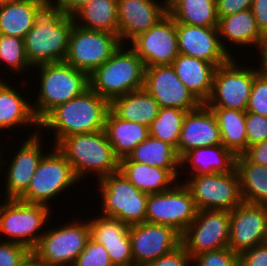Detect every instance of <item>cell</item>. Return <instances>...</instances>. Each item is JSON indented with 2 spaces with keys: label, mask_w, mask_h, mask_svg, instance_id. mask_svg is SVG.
Wrapping results in <instances>:
<instances>
[{
  "label": "cell",
  "mask_w": 267,
  "mask_h": 266,
  "mask_svg": "<svg viewBox=\"0 0 267 266\" xmlns=\"http://www.w3.org/2000/svg\"><path fill=\"white\" fill-rule=\"evenodd\" d=\"M73 24V15L64 14L53 0H43L36 8L34 26L24 38L30 65L64 61Z\"/></svg>",
  "instance_id": "obj_1"
},
{
  "label": "cell",
  "mask_w": 267,
  "mask_h": 266,
  "mask_svg": "<svg viewBox=\"0 0 267 266\" xmlns=\"http://www.w3.org/2000/svg\"><path fill=\"white\" fill-rule=\"evenodd\" d=\"M109 110L110 102L89 88L54 108L40 122V128L55 130L56 147L68 136L103 130Z\"/></svg>",
  "instance_id": "obj_2"
},
{
  "label": "cell",
  "mask_w": 267,
  "mask_h": 266,
  "mask_svg": "<svg viewBox=\"0 0 267 266\" xmlns=\"http://www.w3.org/2000/svg\"><path fill=\"white\" fill-rule=\"evenodd\" d=\"M56 148L65 156L78 179L87 172L103 176L119 170L120 159L103 130L74 134L64 138Z\"/></svg>",
  "instance_id": "obj_3"
},
{
  "label": "cell",
  "mask_w": 267,
  "mask_h": 266,
  "mask_svg": "<svg viewBox=\"0 0 267 266\" xmlns=\"http://www.w3.org/2000/svg\"><path fill=\"white\" fill-rule=\"evenodd\" d=\"M123 44L102 66L89 75L90 88L109 102L144 86L145 64Z\"/></svg>",
  "instance_id": "obj_4"
},
{
  "label": "cell",
  "mask_w": 267,
  "mask_h": 266,
  "mask_svg": "<svg viewBox=\"0 0 267 266\" xmlns=\"http://www.w3.org/2000/svg\"><path fill=\"white\" fill-rule=\"evenodd\" d=\"M40 94L32 104L35 117L41 122L54 108L80 96L90 88L89 75L65 61L41 64Z\"/></svg>",
  "instance_id": "obj_5"
},
{
  "label": "cell",
  "mask_w": 267,
  "mask_h": 266,
  "mask_svg": "<svg viewBox=\"0 0 267 266\" xmlns=\"http://www.w3.org/2000/svg\"><path fill=\"white\" fill-rule=\"evenodd\" d=\"M97 181L101 189L102 215L129 226L146 221L149 194L137 189L119 170Z\"/></svg>",
  "instance_id": "obj_6"
},
{
  "label": "cell",
  "mask_w": 267,
  "mask_h": 266,
  "mask_svg": "<svg viewBox=\"0 0 267 266\" xmlns=\"http://www.w3.org/2000/svg\"><path fill=\"white\" fill-rule=\"evenodd\" d=\"M4 201L0 204V233L12 237L8 242L24 245L33 251L44 234L38 231L48 221L50 207L19 199L5 198Z\"/></svg>",
  "instance_id": "obj_7"
},
{
  "label": "cell",
  "mask_w": 267,
  "mask_h": 266,
  "mask_svg": "<svg viewBox=\"0 0 267 266\" xmlns=\"http://www.w3.org/2000/svg\"><path fill=\"white\" fill-rule=\"evenodd\" d=\"M53 229L44 232L32 254L42 266H73L90 239L88 221Z\"/></svg>",
  "instance_id": "obj_8"
},
{
  "label": "cell",
  "mask_w": 267,
  "mask_h": 266,
  "mask_svg": "<svg viewBox=\"0 0 267 266\" xmlns=\"http://www.w3.org/2000/svg\"><path fill=\"white\" fill-rule=\"evenodd\" d=\"M120 45L117 34L84 29L74 22L64 61L90 75L110 59Z\"/></svg>",
  "instance_id": "obj_9"
},
{
  "label": "cell",
  "mask_w": 267,
  "mask_h": 266,
  "mask_svg": "<svg viewBox=\"0 0 267 266\" xmlns=\"http://www.w3.org/2000/svg\"><path fill=\"white\" fill-rule=\"evenodd\" d=\"M232 58L216 67L207 107H223L246 111L254 77L260 69L241 67ZM239 67H238V66Z\"/></svg>",
  "instance_id": "obj_10"
},
{
  "label": "cell",
  "mask_w": 267,
  "mask_h": 266,
  "mask_svg": "<svg viewBox=\"0 0 267 266\" xmlns=\"http://www.w3.org/2000/svg\"><path fill=\"white\" fill-rule=\"evenodd\" d=\"M79 181L65 156L54 146L43 156L27 191L19 200L48 206L47 202Z\"/></svg>",
  "instance_id": "obj_11"
},
{
  "label": "cell",
  "mask_w": 267,
  "mask_h": 266,
  "mask_svg": "<svg viewBox=\"0 0 267 266\" xmlns=\"http://www.w3.org/2000/svg\"><path fill=\"white\" fill-rule=\"evenodd\" d=\"M197 212L190 190L177 181L169 190L149 194L146 222L170 226L182 234L194 221Z\"/></svg>",
  "instance_id": "obj_12"
},
{
  "label": "cell",
  "mask_w": 267,
  "mask_h": 266,
  "mask_svg": "<svg viewBox=\"0 0 267 266\" xmlns=\"http://www.w3.org/2000/svg\"><path fill=\"white\" fill-rule=\"evenodd\" d=\"M184 184L198 210L231 211L243 202L236 169L229 173L194 175Z\"/></svg>",
  "instance_id": "obj_13"
},
{
  "label": "cell",
  "mask_w": 267,
  "mask_h": 266,
  "mask_svg": "<svg viewBox=\"0 0 267 266\" xmlns=\"http://www.w3.org/2000/svg\"><path fill=\"white\" fill-rule=\"evenodd\" d=\"M229 236L230 211L198 210L194 221L181 234V246L193 258L228 247Z\"/></svg>",
  "instance_id": "obj_14"
},
{
  "label": "cell",
  "mask_w": 267,
  "mask_h": 266,
  "mask_svg": "<svg viewBox=\"0 0 267 266\" xmlns=\"http://www.w3.org/2000/svg\"><path fill=\"white\" fill-rule=\"evenodd\" d=\"M130 42L131 49L142 59L145 67L172 65L180 54L176 22L168 13Z\"/></svg>",
  "instance_id": "obj_15"
},
{
  "label": "cell",
  "mask_w": 267,
  "mask_h": 266,
  "mask_svg": "<svg viewBox=\"0 0 267 266\" xmlns=\"http://www.w3.org/2000/svg\"><path fill=\"white\" fill-rule=\"evenodd\" d=\"M134 266H146L181 246V234L173 227L144 222L129 227Z\"/></svg>",
  "instance_id": "obj_16"
},
{
  "label": "cell",
  "mask_w": 267,
  "mask_h": 266,
  "mask_svg": "<svg viewBox=\"0 0 267 266\" xmlns=\"http://www.w3.org/2000/svg\"><path fill=\"white\" fill-rule=\"evenodd\" d=\"M143 88L154 97L160 108L197 109L201 103L178 79L172 65L146 67Z\"/></svg>",
  "instance_id": "obj_17"
},
{
  "label": "cell",
  "mask_w": 267,
  "mask_h": 266,
  "mask_svg": "<svg viewBox=\"0 0 267 266\" xmlns=\"http://www.w3.org/2000/svg\"><path fill=\"white\" fill-rule=\"evenodd\" d=\"M267 205L242 202L230 211L228 247L242 252L266 242Z\"/></svg>",
  "instance_id": "obj_18"
},
{
  "label": "cell",
  "mask_w": 267,
  "mask_h": 266,
  "mask_svg": "<svg viewBox=\"0 0 267 266\" xmlns=\"http://www.w3.org/2000/svg\"><path fill=\"white\" fill-rule=\"evenodd\" d=\"M176 29L180 54L205 60L215 67L225 64L232 58L228 48L220 40L217 27L176 23Z\"/></svg>",
  "instance_id": "obj_19"
},
{
  "label": "cell",
  "mask_w": 267,
  "mask_h": 266,
  "mask_svg": "<svg viewBox=\"0 0 267 266\" xmlns=\"http://www.w3.org/2000/svg\"><path fill=\"white\" fill-rule=\"evenodd\" d=\"M118 38L134 39L147 31L167 13V0L157 3L155 0H118ZM126 38V39H125Z\"/></svg>",
  "instance_id": "obj_20"
},
{
  "label": "cell",
  "mask_w": 267,
  "mask_h": 266,
  "mask_svg": "<svg viewBox=\"0 0 267 266\" xmlns=\"http://www.w3.org/2000/svg\"><path fill=\"white\" fill-rule=\"evenodd\" d=\"M88 224L90 238L104 246L113 266H134L129 225L105 215L89 220Z\"/></svg>",
  "instance_id": "obj_21"
},
{
  "label": "cell",
  "mask_w": 267,
  "mask_h": 266,
  "mask_svg": "<svg viewBox=\"0 0 267 266\" xmlns=\"http://www.w3.org/2000/svg\"><path fill=\"white\" fill-rule=\"evenodd\" d=\"M222 144L217 118L205 104L187 112L177 145V153L181 158L194 148L216 146Z\"/></svg>",
  "instance_id": "obj_22"
},
{
  "label": "cell",
  "mask_w": 267,
  "mask_h": 266,
  "mask_svg": "<svg viewBox=\"0 0 267 266\" xmlns=\"http://www.w3.org/2000/svg\"><path fill=\"white\" fill-rule=\"evenodd\" d=\"M39 134L38 130L31 133L10 162L5 183L6 199H19L27 191L33 174L44 156Z\"/></svg>",
  "instance_id": "obj_23"
},
{
  "label": "cell",
  "mask_w": 267,
  "mask_h": 266,
  "mask_svg": "<svg viewBox=\"0 0 267 266\" xmlns=\"http://www.w3.org/2000/svg\"><path fill=\"white\" fill-rule=\"evenodd\" d=\"M178 79L201 103L210 97L216 67L205 60L179 54L173 61Z\"/></svg>",
  "instance_id": "obj_24"
},
{
  "label": "cell",
  "mask_w": 267,
  "mask_h": 266,
  "mask_svg": "<svg viewBox=\"0 0 267 266\" xmlns=\"http://www.w3.org/2000/svg\"><path fill=\"white\" fill-rule=\"evenodd\" d=\"M237 156L226 149L223 144L194 148L186 152L180 163H190L192 176L207 175L213 173H229L236 168Z\"/></svg>",
  "instance_id": "obj_25"
},
{
  "label": "cell",
  "mask_w": 267,
  "mask_h": 266,
  "mask_svg": "<svg viewBox=\"0 0 267 266\" xmlns=\"http://www.w3.org/2000/svg\"><path fill=\"white\" fill-rule=\"evenodd\" d=\"M104 131L119 159L128 157L149 136V127L141 123L123 120L111 110L107 114Z\"/></svg>",
  "instance_id": "obj_26"
},
{
  "label": "cell",
  "mask_w": 267,
  "mask_h": 266,
  "mask_svg": "<svg viewBox=\"0 0 267 266\" xmlns=\"http://www.w3.org/2000/svg\"><path fill=\"white\" fill-rule=\"evenodd\" d=\"M157 101L144 88L119 96L110 102V110L119 118L150 127L158 116Z\"/></svg>",
  "instance_id": "obj_27"
},
{
  "label": "cell",
  "mask_w": 267,
  "mask_h": 266,
  "mask_svg": "<svg viewBox=\"0 0 267 266\" xmlns=\"http://www.w3.org/2000/svg\"><path fill=\"white\" fill-rule=\"evenodd\" d=\"M119 171L137 189L147 194L161 193L176 184V177L168 169L150 166L145 163L120 161Z\"/></svg>",
  "instance_id": "obj_28"
},
{
  "label": "cell",
  "mask_w": 267,
  "mask_h": 266,
  "mask_svg": "<svg viewBox=\"0 0 267 266\" xmlns=\"http://www.w3.org/2000/svg\"><path fill=\"white\" fill-rule=\"evenodd\" d=\"M120 161H135L168 169L175 177H178L177 170L181 167L176 148L150 135L128 157L122 158Z\"/></svg>",
  "instance_id": "obj_29"
},
{
  "label": "cell",
  "mask_w": 267,
  "mask_h": 266,
  "mask_svg": "<svg viewBox=\"0 0 267 266\" xmlns=\"http://www.w3.org/2000/svg\"><path fill=\"white\" fill-rule=\"evenodd\" d=\"M117 7L118 0H89L73 14L74 22L84 29L118 35Z\"/></svg>",
  "instance_id": "obj_30"
},
{
  "label": "cell",
  "mask_w": 267,
  "mask_h": 266,
  "mask_svg": "<svg viewBox=\"0 0 267 266\" xmlns=\"http://www.w3.org/2000/svg\"><path fill=\"white\" fill-rule=\"evenodd\" d=\"M33 124L40 128L33 106L0 78V129Z\"/></svg>",
  "instance_id": "obj_31"
},
{
  "label": "cell",
  "mask_w": 267,
  "mask_h": 266,
  "mask_svg": "<svg viewBox=\"0 0 267 266\" xmlns=\"http://www.w3.org/2000/svg\"><path fill=\"white\" fill-rule=\"evenodd\" d=\"M167 11L176 23L207 28L218 24L216 0H167Z\"/></svg>",
  "instance_id": "obj_32"
},
{
  "label": "cell",
  "mask_w": 267,
  "mask_h": 266,
  "mask_svg": "<svg viewBox=\"0 0 267 266\" xmlns=\"http://www.w3.org/2000/svg\"><path fill=\"white\" fill-rule=\"evenodd\" d=\"M43 0H14L0 6V34L24 39L34 26V14Z\"/></svg>",
  "instance_id": "obj_33"
},
{
  "label": "cell",
  "mask_w": 267,
  "mask_h": 266,
  "mask_svg": "<svg viewBox=\"0 0 267 266\" xmlns=\"http://www.w3.org/2000/svg\"><path fill=\"white\" fill-rule=\"evenodd\" d=\"M217 30L219 36H224L226 41L240 46L253 44L259 48L263 37L257 27L251 8L219 18Z\"/></svg>",
  "instance_id": "obj_34"
},
{
  "label": "cell",
  "mask_w": 267,
  "mask_h": 266,
  "mask_svg": "<svg viewBox=\"0 0 267 266\" xmlns=\"http://www.w3.org/2000/svg\"><path fill=\"white\" fill-rule=\"evenodd\" d=\"M243 202L267 205V166L250 162L243 154L236 158Z\"/></svg>",
  "instance_id": "obj_35"
},
{
  "label": "cell",
  "mask_w": 267,
  "mask_h": 266,
  "mask_svg": "<svg viewBox=\"0 0 267 266\" xmlns=\"http://www.w3.org/2000/svg\"><path fill=\"white\" fill-rule=\"evenodd\" d=\"M215 114L222 144L236 156L247 150L246 111L223 107H209Z\"/></svg>",
  "instance_id": "obj_36"
},
{
  "label": "cell",
  "mask_w": 267,
  "mask_h": 266,
  "mask_svg": "<svg viewBox=\"0 0 267 266\" xmlns=\"http://www.w3.org/2000/svg\"><path fill=\"white\" fill-rule=\"evenodd\" d=\"M187 112L178 108H160L158 116L149 127V135L169 143L177 150L183 121Z\"/></svg>",
  "instance_id": "obj_37"
},
{
  "label": "cell",
  "mask_w": 267,
  "mask_h": 266,
  "mask_svg": "<svg viewBox=\"0 0 267 266\" xmlns=\"http://www.w3.org/2000/svg\"><path fill=\"white\" fill-rule=\"evenodd\" d=\"M0 61L14 72L32 67L25 53L24 39L3 34H0Z\"/></svg>",
  "instance_id": "obj_38"
},
{
  "label": "cell",
  "mask_w": 267,
  "mask_h": 266,
  "mask_svg": "<svg viewBox=\"0 0 267 266\" xmlns=\"http://www.w3.org/2000/svg\"><path fill=\"white\" fill-rule=\"evenodd\" d=\"M192 261L195 266H240L239 255L229 247L200 253Z\"/></svg>",
  "instance_id": "obj_39"
},
{
  "label": "cell",
  "mask_w": 267,
  "mask_h": 266,
  "mask_svg": "<svg viewBox=\"0 0 267 266\" xmlns=\"http://www.w3.org/2000/svg\"><path fill=\"white\" fill-rule=\"evenodd\" d=\"M246 112L267 117V73L260 71L254 77Z\"/></svg>",
  "instance_id": "obj_40"
},
{
  "label": "cell",
  "mask_w": 267,
  "mask_h": 266,
  "mask_svg": "<svg viewBox=\"0 0 267 266\" xmlns=\"http://www.w3.org/2000/svg\"><path fill=\"white\" fill-rule=\"evenodd\" d=\"M73 266H113L103 245L89 239Z\"/></svg>",
  "instance_id": "obj_41"
},
{
  "label": "cell",
  "mask_w": 267,
  "mask_h": 266,
  "mask_svg": "<svg viewBox=\"0 0 267 266\" xmlns=\"http://www.w3.org/2000/svg\"><path fill=\"white\" fill-rule=\"evenodd\" d=\"M247 148L267 140V117L260 114L246 112Z\"/></svg>",
  "instance_id": "obj_42"
},
{
  "label": "cell",
  "mask_w": 267,
  "mask_h": 266,
  "mask_svg": "<svg viewBox=\"0 0 267 266\" xmlns=\"http://www.w3.org/2000/svg\"><path fill=\"white\" fill-rule=\"evenodd\" d=\"M32 251L24 245L2 241L0 242V266H19Z\"/></svg>",
  "instance_id": "obj_43"
},
{
  "label": "cell",
  "mask_w": 267,
  "mask_h": 266,
  "mask_svg": "<svg viewBox=\"0 0 267 266\" xmlns=\"http://www.w3.org/2000/svg\"><path fill=\"white\" fill-rule=\"evenodd\" d=\"M191 262L190 254L182 246H179L176 250L153 260L146 266H188Z\"/></svg>",
  "instance_id": "obj_44"
},
{
  "label": "cell",
  "mask_w": 267,
  "mask_h": 266,
  "mask_svg": "<svg viewBox=\"0 0 267 266\" xmlns=\"http://www.w3.org/2000/svg\"><path fill=\"white\" fill-rule=\"evenodd\" d=\"M239 259L240 266H267V242L242 252Z\"/></svg>",
  "instance_id": "obj_45"
},
{
  "label": "cell",
  "mask_w": 267,
  "mask_h": 266,
  "mask_svg": "<svg viewBox=\"0 0 267 266\" xmlns=\"http://www.w3.org/2000/svg\"><path fill=\"white\" fill-rule=\"evenodd\" d=\"M254 0H216L218 18L233 15L252 7Z\"/></svg>",
  "instance_id": "obj_46"
},
{
  "label": "cell",
  "mask_w": 267,
  "mask_h": 266,
  "mask_svg": "<svg viewBox=\"0 0 267 266\" xmlns=\"http://www.w3.org/2000/svg\"><path fill=\"white\" fill-rule=\"evenodd\" d=\"M243 155L250 162L267 166V140L251 145Z\"/></svg>",
  "instance_id": "obj_47"
},
{
  "label": "cell",
  "mask_w": 267,
  "mask_h": 266,
  "mask_svg": "<svg viewBox=\"0 0 267 266\" xmlns=\"http://www.w3.org/2000/svg\"><path fill=\"white\" fill-rule=\"evenodd\" d=\"M251 10L260 32L267 33V0H254Z\"/></svg>",
  "instance_id": "obj_48"
},
{
  "label": "cell",
  "mask_w": 267,
  "mask_h": 266,
  "mask_svg": "<svg viewBox=\"0 0 267 266\" xmlns=\"http://www.w3.org/2000/svg\"><path fill=\"white\" fill-rule=\"evenodd\" d=\"M56 4L64 14L73 15L80 7L89 0H56Z\"/></svg>",
  "instance_id": "obj_49"
},
{
  "label": "cell",
  "mask_w": 267,
  "mask_h": 266,
  "mask_svg": "<svg viewBox=\"0 0 267 266\" xmlns=\"http://www.w3.org/2000/svg\"><path fill=\"white\" fill-rule=\"evenodd\" d=\"M257 49H260V71L262 72H265L267 73V33H264L263 34V37H262V41H261V44L259 46V48Z\"/></svg>",
  "instance_id": "obj_50"
},
{
  "label": "cell",
  "mask_w": 267,
  "mask_h": 266,
  "mask_svg": "<svg viewBox=\"0 0 267 266\" xmlns=\"http://www.w3.org/2000/svg\"><path fill=\"white\" fill-rule=\"evenodd\" d=\"M19 266H42L37 258L31 254L25 261H23Z\"/></svg>",
  "instance_id": "obj_51"
},
{
  "label": "cell",
  "mask_w": 267,
  "mask_h": 266,
  "mask_svg": "<svg viewBox=\"0 0 267 266\" xmlns=\"http://www.w3.org/2000/svg\"><path fill=\"white\" fill-rule=\"evenodd\" d=\"M12 1H14V0H0V6H1V5H5V4H7V3H10V2H12Z\"/></svg>",
  "instance_id": "obj_52"
}]
</instances>
